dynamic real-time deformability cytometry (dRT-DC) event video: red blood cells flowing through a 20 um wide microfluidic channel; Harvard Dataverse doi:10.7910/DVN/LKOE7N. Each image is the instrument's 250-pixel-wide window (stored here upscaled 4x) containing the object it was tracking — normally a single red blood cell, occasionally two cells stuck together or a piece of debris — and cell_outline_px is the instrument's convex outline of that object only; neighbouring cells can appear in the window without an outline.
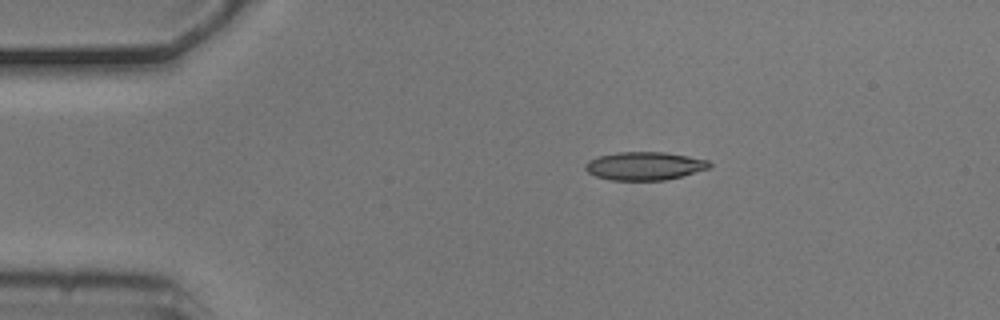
{"species": "common noctule bat (a hibernating species)", "species_latin": "Nyctalus noctula", "temperature_condition": "cold", "stored_images_in_passage": 3, "camera_frame_rate_fps": 3000, "um_per_image_px": 0.085, "animal": {"sex": "male", "body_mass_g": 20.5, "forearm_length_mm": 52.5}, "frame": {"image": 1, "passage_image": 3, "time_ms": 0.667, "image_size_px": [1000, 320], "cell_outline_px": [[712, 164], [708, 168], [680, 176], [664, 180], [612, 180], [596, 176], [588, 172], [584, 168], [584, 164], [588, 160], [600, 156], [616, 152], [664, 152], [688, 156], [708, 160]], "centroid_in_image_um": [54.75, 14.1], "position_along_channel_um": 30.2, "area_um2": 20.23}}